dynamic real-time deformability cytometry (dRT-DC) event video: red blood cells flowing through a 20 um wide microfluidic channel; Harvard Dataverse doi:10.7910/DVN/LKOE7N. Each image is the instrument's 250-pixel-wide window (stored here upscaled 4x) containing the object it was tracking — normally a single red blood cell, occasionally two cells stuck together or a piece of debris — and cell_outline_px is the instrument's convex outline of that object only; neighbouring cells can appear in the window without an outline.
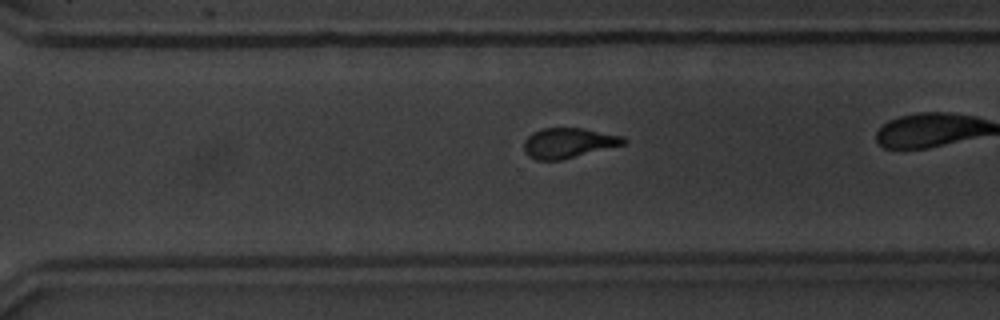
{"species": "common noctule bat (a hibernating species)", "species_latin": "Nyctalus noctula", "temperature_condition": "warm", "stored_images_in_passage": 34, "camera_frame_rate_fps": 3000, "um_per_image_px": 0.085, "animal": {"sex": "male", "body_mass_g": 20.1, "forearm_length_mm": 53.5}, "frame": {"image": 1, "passage_image": 29, "time_ms": 9.333, "image_size_px": [1000, 320], "cell_outline_px": [[628, 140], [624, 144], [560, 160], [536, 160], [528, 156], [524, 152], [524, 140], [532, 132], [540, 128], [584, 128], [624, 136]], "centroid_in_image_um": [48.29, 12.14], "position_along_channel_um": 322.3, "area_um2": 17.51}}